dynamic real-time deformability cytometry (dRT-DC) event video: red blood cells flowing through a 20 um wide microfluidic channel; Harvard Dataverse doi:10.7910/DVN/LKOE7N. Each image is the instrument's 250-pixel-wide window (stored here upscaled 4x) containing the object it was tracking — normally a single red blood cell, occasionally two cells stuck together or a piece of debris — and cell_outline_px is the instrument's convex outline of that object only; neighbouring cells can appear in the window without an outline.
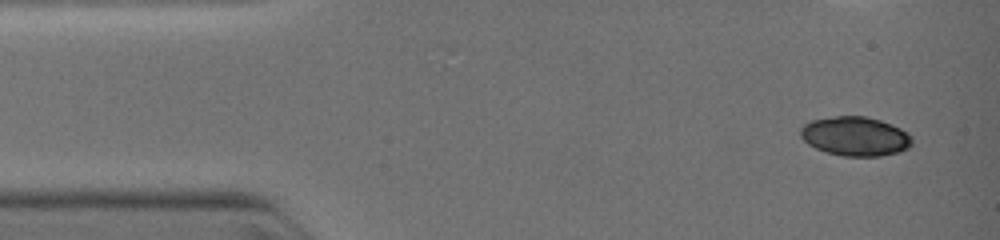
{"species": "common noctule bat (a hibernating species)", "species_latin": "Nyctalus noctula", "temperature_condition": "warm", "stored_images_in_passage": 4, "camera_frame_rate_fps": 3000, "um_per_image_px": 0.085, "animal": {"sex": "female", "body_mass_g": 19.0, "forearm_length_mm": 51.5}, "frame": {"image": 1, "passage_image": 1, "time_ms": 0.0, "image_size_px": [1000, 240], "cell_outline_px": [[912, 144], [908, 148], [900, 152], [880, 156], [844, 156], [828, 152], [816, 148], [808, 144], [800, 136], [800, 128], [804, 124], [812, 120], [836, 116], [864, 116], [880, 120], [900, 128], [908, 132], [912, 136]], "centroid_in_image_um": [72.71, 11.58], "position_along_channel_um": 12.3, "area_um2": 25.49}}
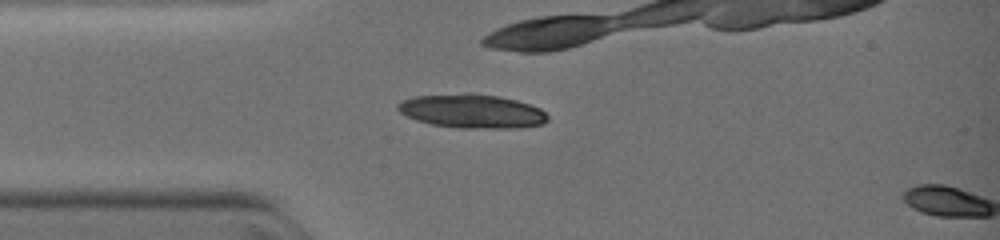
{"frame": {"image": 2, "passage_image": 3, "time_ms": 2.333, "image_size_px": [1000, 240], "cell_outline_px": [[548, 120], [544, 124], [520, 128], [460, 128], [432, 124], [416, 120], [400, 112], [396, 108], [396, 104], [404, 100], [416, 96], [464, 92], [472, 92], [500, 96], [516, 100], [540, 108], [548, 116]], "centroid_in_image_um": [40.14, 9.44], "position_along_channel_um": 44.9, "area_um2": 29.88}}